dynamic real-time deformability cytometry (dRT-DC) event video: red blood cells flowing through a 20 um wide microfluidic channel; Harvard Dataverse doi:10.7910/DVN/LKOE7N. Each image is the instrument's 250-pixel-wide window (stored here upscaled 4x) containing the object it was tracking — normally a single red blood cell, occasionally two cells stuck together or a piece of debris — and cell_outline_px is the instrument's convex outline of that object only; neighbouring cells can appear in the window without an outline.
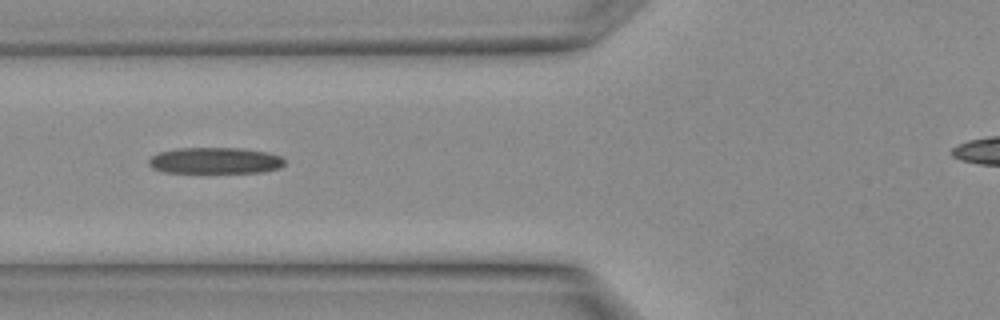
{"species": "Egyptian fruit bat (a non-hibernating species)", "species_latin": "Rousettus aegyptiacus", "temperature_condition": "warm", "stored_images_in_passage": 6, "camera_frame_rate_fps": 3000, "um_per_image_px": 0.085, "animal": {"sex": "female"}, "frame": {"image": 1, "passage_image": 4, "time_ms": 1.0, "image_size_px": [1000, 320], "cell_outline_px": [[284, 164], [280, 168], [260, 172], [164, 172], [152, 168], [148, 164], [148, 160], [152, 156], [160, 152], [176, 148], [240, 148], [268, 152], [280, 156], [284, 160]], "centroid_in_image_um": [18.27, 13.64], "position_along_channel_um": 107.5, "area_um2": 20.69}}